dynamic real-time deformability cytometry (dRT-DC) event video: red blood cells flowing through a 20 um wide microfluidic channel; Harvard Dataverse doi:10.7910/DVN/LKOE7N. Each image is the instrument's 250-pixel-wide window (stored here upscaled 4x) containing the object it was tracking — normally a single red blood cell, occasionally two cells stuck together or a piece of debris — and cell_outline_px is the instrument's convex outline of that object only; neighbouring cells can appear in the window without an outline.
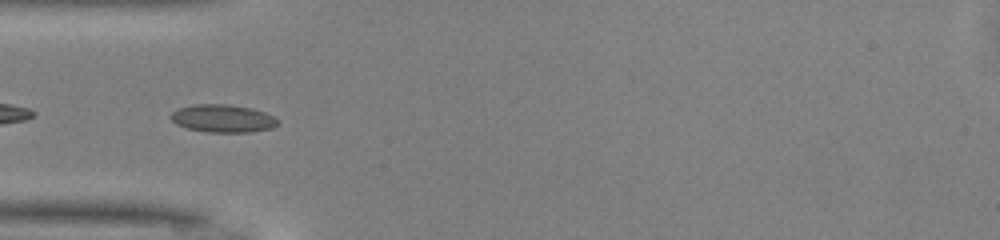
{"species": "common noctule bat (a hibernating species)", "species_latin": "Nyctalus noctula", "temperature_condition": "warm", "stored_images_in_passage": 49, "segment_of_instrument_passage": [2, 2], "camera_frame_rate_fps": 3000, "um_per_image_px": 0.085, "animal": {"sex": "male", "body_mass_g": 13.0, "forearm_length_mm": 53.1}, "frame": {"image": 1, "passage_image": 15, "time_ms": 4.667, "image_size_px": [1000, 240], "cell_outline_px": [[276, 124], [272, 128], [252, 132], [208, 132], [188, 128], [176, 124], [168, 116], [176, 108], [192, 104], [224, 104], [252, 108], [264, 112], [272, 116], [276, 120]], "centroid_in_image_um": [18.87, 10.06], "position_along_channel_um": 66.1, "area_um2": 17.28}}
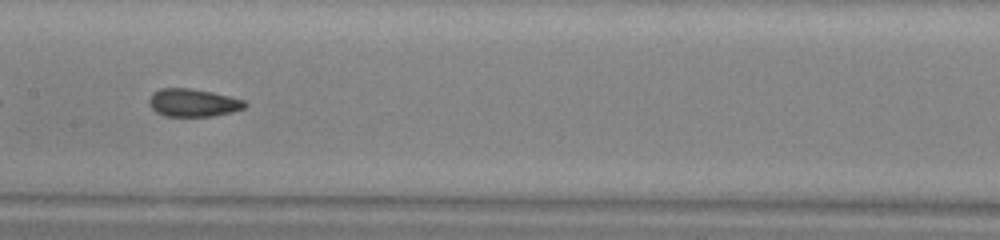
{"frame": {"image": 2, "passage_image": 24, "time_ms": 7.667, "image_size_px": [1000, 240], "cell_outline_px": [[248, 104], [244, 108], [232, 112], [212, 116], [164, 116], [156, 112], [148, 104], [148, 100], [152, 92], [160, 88], [188, 88], [212, 92], [244, 100]], "centroid_in_image_um": [16.38, 8.73], "position_along_channel_um": 191.0, "area_um2": 15.61}}
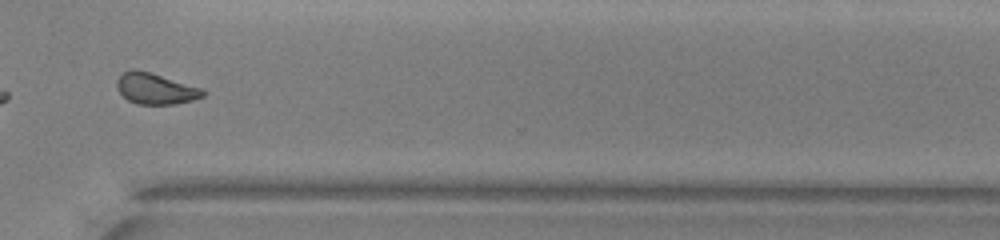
{"frame": {"image": 3, "passage_image": 36, "time_ms": 11.667, "image_size_px": [1000, 240], "cell_outline_px": [[204, 96], [192, 100], [176, 104], [136, 104], [128, 100], [116, 88], [116, 80], [124, 72], [132, 68], [148, 72], [204, 88]], "centroid_in_image_um": [13.22, 7.54], "position_along_channel_um": 357.4, "area_um2": 15.49}}